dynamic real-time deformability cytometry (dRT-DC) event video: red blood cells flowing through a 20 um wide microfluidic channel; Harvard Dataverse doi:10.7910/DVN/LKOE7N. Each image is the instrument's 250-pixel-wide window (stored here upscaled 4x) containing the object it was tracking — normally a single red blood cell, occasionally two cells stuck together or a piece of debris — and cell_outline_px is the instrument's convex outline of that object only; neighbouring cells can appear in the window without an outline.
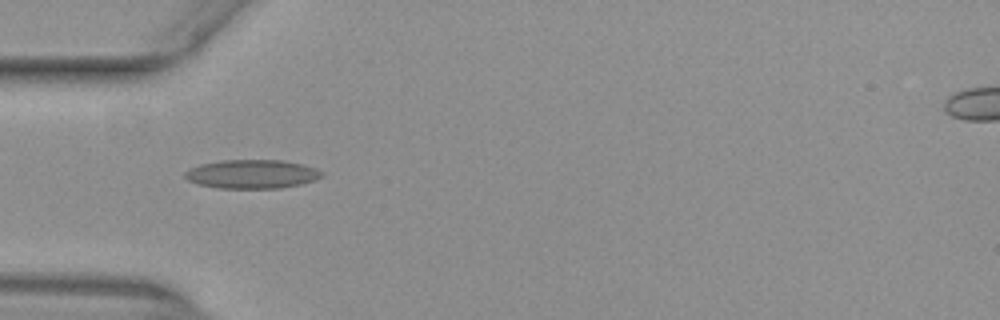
{"species": "common noctule bat (a hibernating species)", "species_latin": "Nyctalus noctula", "temperature_condition": "warm", "stored_images_in_passage": 29, "camera_frame_rate_fps": 3000, "um_per_image_px": 0.085, "animal": {"sex": "female", "body_mass_g": 29.2, "forearm_length_mm": 56.3}, "frame": {"image": 1, "passage_image": 1, "time_ms": 0.0, "image_size_px": [1000, 320], "cell_outline_px": [[324, 176], [316, 180], [300, 184], [280, 188], [216, 188], [200, 184], [188, 180], [184, 176], [184, 172], [200, 164], [220, 160], [284, 160], [304, 164], [316, 168], [324, 172]], "centroid_in_image_um": [21.47, 14.79], "position_along_channel_um": 63.5, "area_um2": 23.12}}
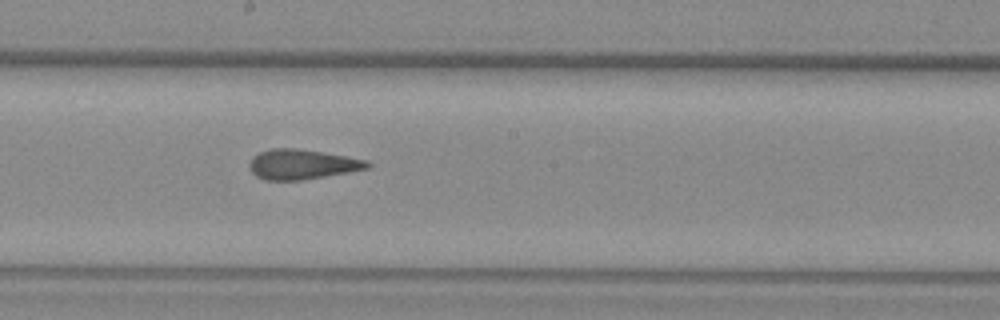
{"frame": {"image": 2, "passage_image": 13, "time_ms": 4.0, "image_size_px": [1000, 320], "cell_outline_px": [[372, 164], [368, 168], [300, 180], [264, 180], [256, 176], [252, 172], [248, 164], [252, 156], [260, 152], [272, 148], [296, 148], [368, 160]], "centroid_in_image_um": [25.62, 13.96], "position_along_channel_um": 222.6, "area_um2": 20.29}}
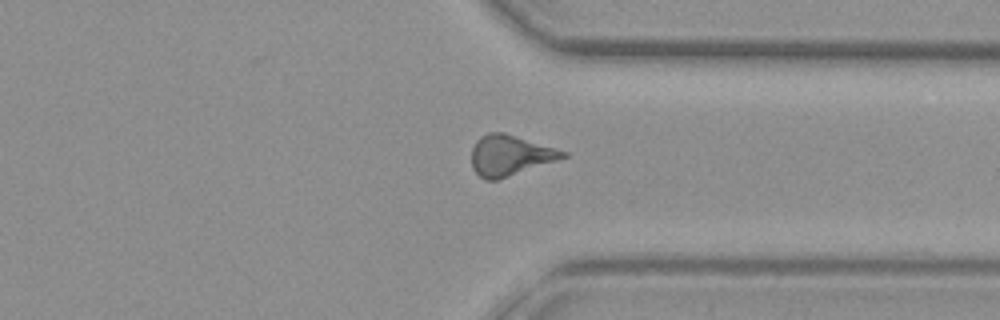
{"frame": {"image": 3, "passage_image": 24, "time_ms": 7.667, "image_size_px": [1000, 320], "cell_outline_px": [[568, 156], [496, 180], [484, 180], [472, 168], [472, 148], [476, 140], [480, 136], [488, 132], [504, 132], [556, 148], [568, 152]], "centroid_in_image_um": [43.32, 13.19], "position_along_channel_um": 368.1, "area_um2": 21.33}, "authors_computed_cell_mechanics": {"area_um2": 20.808, "velocity_mm_per_s": 3.9998, "shape_relaxation_time_tau1_ms": null, "shape_relaxation_time_tau2_ms": 1.9631, "deformation_change_tau1": null, "deformation_change_tau2": 0.1061}}